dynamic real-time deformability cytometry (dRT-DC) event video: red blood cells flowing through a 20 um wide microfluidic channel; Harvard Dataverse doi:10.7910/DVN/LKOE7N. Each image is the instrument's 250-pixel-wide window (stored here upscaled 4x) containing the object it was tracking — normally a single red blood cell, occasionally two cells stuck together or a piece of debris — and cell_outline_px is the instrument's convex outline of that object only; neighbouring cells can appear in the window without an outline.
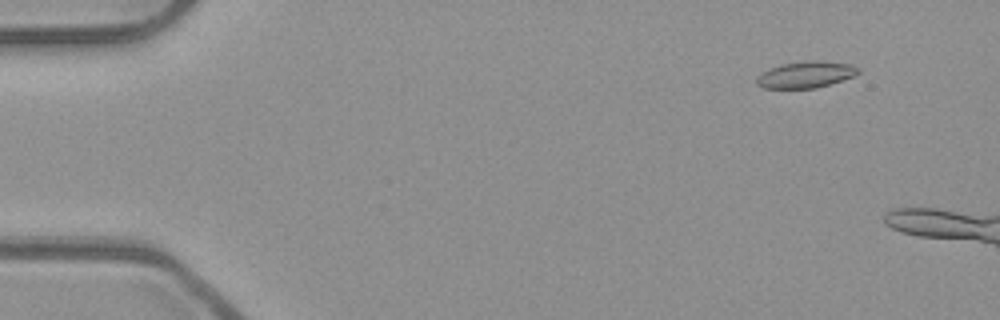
{"species": "common noctule bat (a hibernating species)", "species_latin": "Nyctalus noctula", "temperature_condition": "room temperature", "stored_images_in_passage": 12, "camera_frame_rate_fps": 3000, "um_per_image_px": 0.085, "animal": {"sex": "male", "body_mass_g": 23.1, "forearm_length_mm": 52.7}, "frame": {"image": 1, "passage_image": 6, "time_ms": 1.667, "image_size_px": [1000, 320], "cell_outline_px": [[860, 72], [852, 76], [816, 88], [764, 88], [756, 84], [756, 76], [768, 68], [784, 64], [812, 60], [816, 60], [852, 64], [860, 68]], "centroid_in_image_um": [68.46, 6.34], "position_along_channel_um": 16.5, "area_um2": 15.55}}